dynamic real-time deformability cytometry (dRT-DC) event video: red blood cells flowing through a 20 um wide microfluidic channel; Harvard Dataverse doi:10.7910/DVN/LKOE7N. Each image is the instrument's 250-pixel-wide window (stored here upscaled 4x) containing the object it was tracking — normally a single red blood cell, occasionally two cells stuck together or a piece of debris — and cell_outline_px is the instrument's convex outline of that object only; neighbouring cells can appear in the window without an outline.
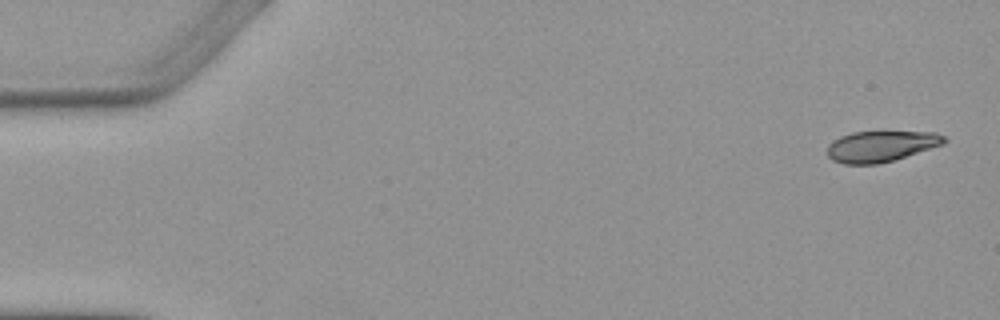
{"species": "Egyptian fruit bat (a non-hibernating species)", "species_latin": "Rousettus aegyptiacus", "temperature_condition": "warm", "stored_images_in_passage": 5, "camera_frame_rate_fps": 3000, "um_per_image_px": 0.085, "animal": {"sex": "female"}, "frame": {"image": 1, "passage_image": 1, "time_ms": 0.0, "image_size_px": [1000, 320], "cell_outline_px": [[948, 140], [944, 144], [892, 160], [876, 164], [844, 164], [832, 160], [828, 156], [828, 144], [832, 140], [840, 136], [852, 132], [936, 132], [944, 136]], "centroid_in_image_um": [74.86, 12.42], "position_along_channel_um": 10.1, "area_um2": 20.92}}
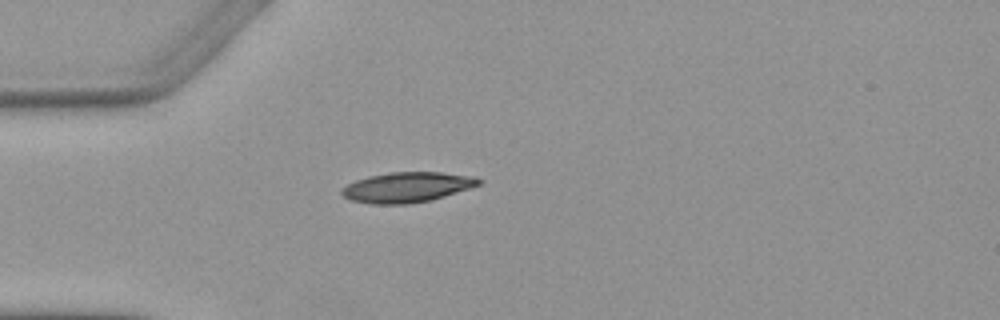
{"frame": {"image": 2, "passage_image": 4, "time_ms": 4.333, "image_size_px": [1000, 320], "cell_outline_px": [[484, 180], [480, 184], [432, 200], [408, 204], [368, 204], [348, 200], [340, 192], [348, 184], [356, 180], [368, 176], [388, 172], [440, 172], [476, 176]], "centroid_in_image_um": [34.59, 15.91], "position_along_channel_um": 50.4, "area_um2": 24.22}}